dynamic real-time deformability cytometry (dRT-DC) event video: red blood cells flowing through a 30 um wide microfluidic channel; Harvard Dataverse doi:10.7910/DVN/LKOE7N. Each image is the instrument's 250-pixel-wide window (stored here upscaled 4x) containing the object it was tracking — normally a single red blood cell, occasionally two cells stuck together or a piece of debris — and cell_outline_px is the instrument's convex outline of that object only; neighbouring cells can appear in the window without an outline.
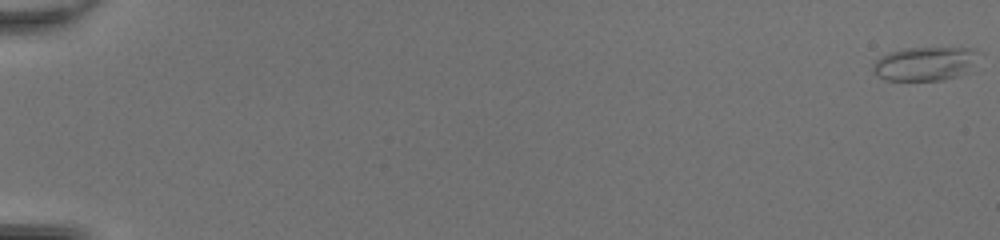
{"species": "common noctule bat (a hibernating species)", "species_latin": "Nyctalus noctula", "temperature_condition": "room temperature", "stored_images_in_passage": 51, "camera_frame_rate_fps": 3000, "um_per_image_px": 0.085, "animal": {"sex": "female", "body_mass_g": 20.0, "forearm_length_mm": 54.0}, "frame": {"image": 1, "passage_image": 1, "time_ms": 0.0, "image_size_px": [1000, 240], "cell_outline_px": [[980, 52], [976, 72], [944, 80], [884, 80], [872, 68], [872, 64], [880, 56], [888, 52], [904, 48], [976, 48]], "centroid_in_image_um": [78.78, 5.42], "position_along_channel_um": 6.2, "area_um2": 21.68}}
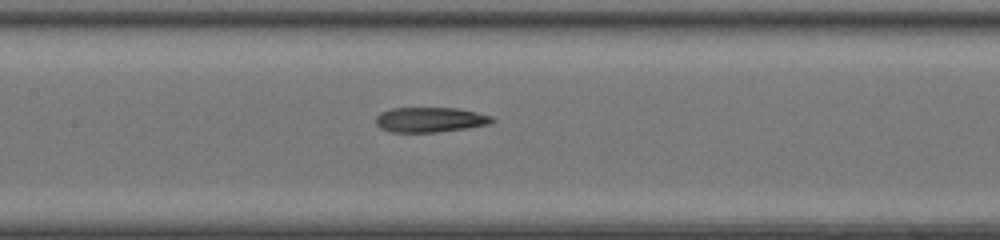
{"frame": {"image": 2, "passage_image": 27, "time_ms": 8.667, "image_size_px": [1000, 240], "cell_outline_px": [[496, 120], [492, 124], [468, 128], [436, 132], [388, 132], [380, 128], [376, 124], [376, 116], [380, 112], [392, 108], [456, 108], [476, 112], [492, 116]], "centroid_in_image_um": [36.57, 10.18], "position_along_channel_um": 170.8, "area_um2": 17.11}}
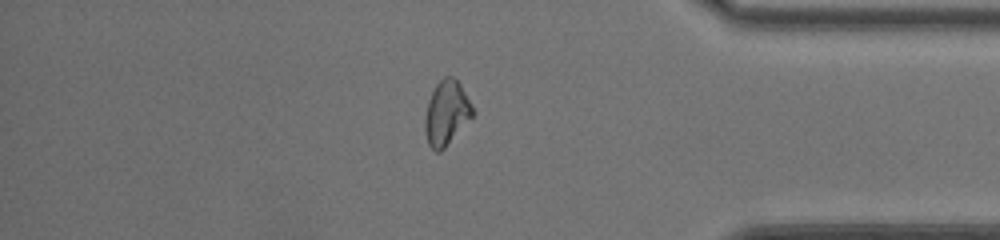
{"frame": {"image": 3, "passage_image": 44, "time_ms": 14.333, "image_size_px": [1000, 240], "cell_outline_px": [[476, 112], [444, 148], [440, 152], [436, 152], [428, 144], [424, 128], [424, 120], [428, 100], [436, 84], [444, 76], [452, 76], [460, 84], [472, 104]], "centroid_in_image_um": [37.95, 9.59], "position_along_channel_um": 397.3, "area_um2": 17.86}, "authors_computed_cell_mechanics": {"area_um2": 18.3226, "velocity_mm_per_s": 4.3393, "shape_relaxation_time_tau1_ms": null, "shape_relaxation_time_tau2_ms": 5.4464, "deformation_change_tau1": null, "deformation_change_tau2": 0.1347}}